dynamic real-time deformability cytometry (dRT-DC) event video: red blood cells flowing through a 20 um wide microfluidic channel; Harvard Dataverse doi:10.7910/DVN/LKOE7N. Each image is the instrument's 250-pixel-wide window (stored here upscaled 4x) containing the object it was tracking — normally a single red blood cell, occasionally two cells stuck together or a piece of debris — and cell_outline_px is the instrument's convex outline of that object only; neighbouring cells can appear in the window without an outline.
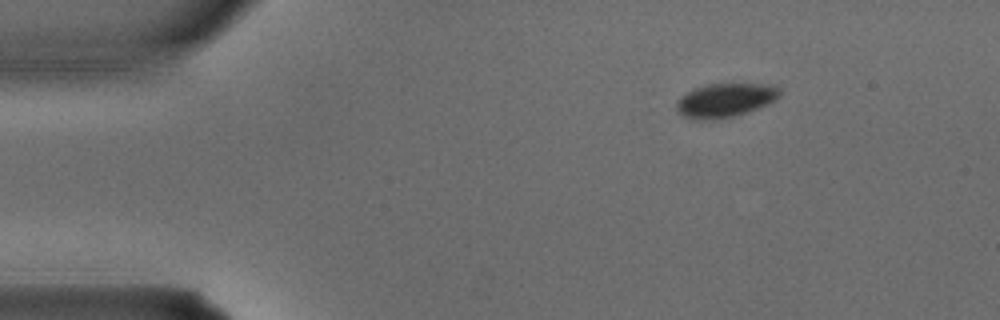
{"species": "common noctule bat (a hibernating species)", "species_latin": "Nyctalus noctula", "temperature_condition": "warm", "stored_images_in_passage": 2, "camera_frame_rate_fps": 3000, "um_per_image_px": 0.085, "animal": {"sex": "male", "body_mass_g": 15.6}, "frame": {"image": 1, "passage_image": 1, "time_ms": 0.0, "image_size_px": [1000, 320], "cell_outline_px": [[780, 96], [776, 100], [760, 108], [732, 116], [704, 120], [688, 120], [676, 112], [676, 100], [680, 96], [696, 88], [708, 84], [772, 84], [780, 88]], "centroid_in_image_um": [61.62, 8.53], "position_along_channel_um": 23.4, "area_um2": 20.58}}